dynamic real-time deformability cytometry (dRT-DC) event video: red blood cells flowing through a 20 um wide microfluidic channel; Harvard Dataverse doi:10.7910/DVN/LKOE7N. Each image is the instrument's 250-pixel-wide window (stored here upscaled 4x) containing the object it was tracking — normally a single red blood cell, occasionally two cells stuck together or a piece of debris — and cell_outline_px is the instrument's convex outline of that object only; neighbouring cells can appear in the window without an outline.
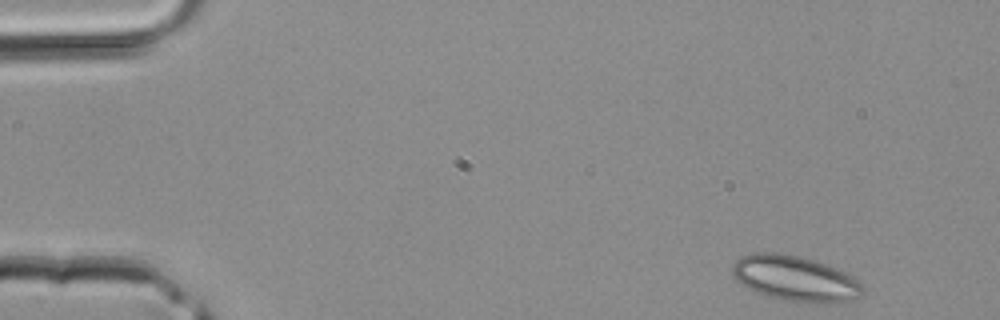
{"species": "common noctule bat (a hibernating species)", "species_latin": "Nyctalus noctula", "temperature_condition": "room temperature", "stored_images_in_passage": 39, "camera_frame_rate_fps": 3000, "um_per_image_px": 0.085, "animal": {"sex": "male", "body_mass_g": 20.4}, "frame": {"image": 1, "passage_image": 1, "time_ms": 0.0, "image_size_px": [1000, 320], "cell_outline_px": [[864, 292], [860, 296], [844, 300], [824, 304], [812, 304], [784, 300], [756, 292], [748, 288], [736, 280], [732, 276], [732, 264], [740, 256], [752, 252], [780, 252], [800, 256], [816, 260], [840, 268], [852, 276], [864, 288]], "centroid_in_image_um": [67.57, 23.65], "position_along_channel_um": 17.4, "area_um2": 34.97}}
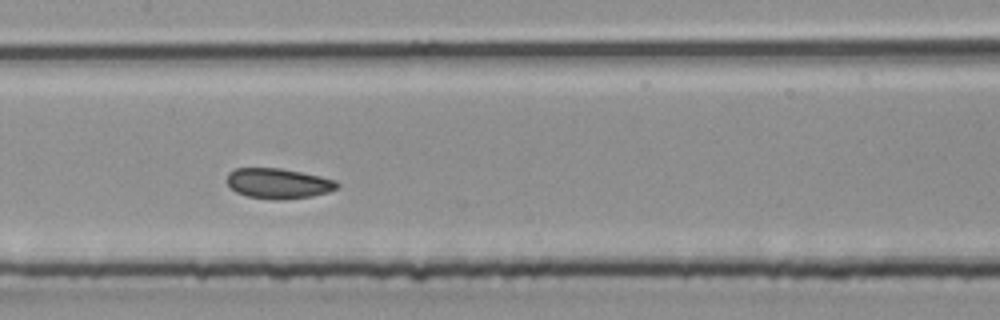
{"frame": {"image": 2, "passage_image": 18, "time_ms": 5.667, "image_size_px": [1000, 320], "cell_outline_px": [[340, 184], [336, 188], [328, 192], [312, 196], [276, 200], [248, 196], [236, 192], [228, 184], [228, 172], [236, 168], [280, 168], [320, 176], [336, 180]], "centroid_in_image_um": [23.66, 15.58], "position_along_channel_um": 183.7, "area_um2": 19.25}}
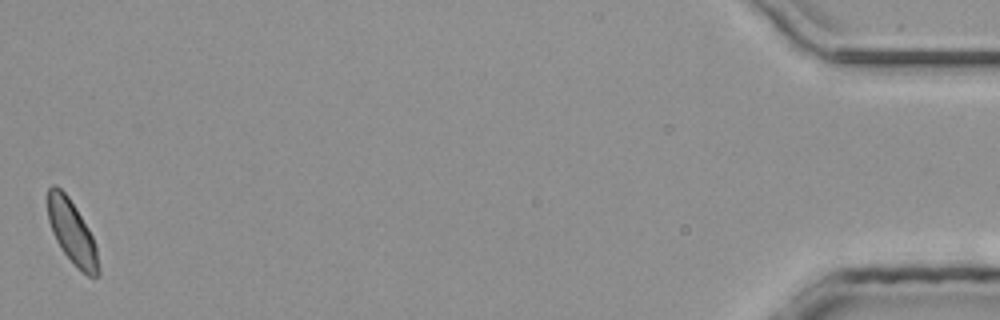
{"frame": {"image": 3, "passage_image": 39, "time_ms": 12.667, "image_size_px": [1000, 320], "cell_outline_px": [[100, 276], [88, 276], [60, 248], [52, 232], [48, 220], [48, 188], [52, 184], [56, 184], [68, 196], [76, 208], [88, 228], [92, 236], [96, 248], [100, 268]], "centroid_in_image_um": [6.11, 19.7], "position_along_channel_um": 429.1, "area_um2": 18.44}}